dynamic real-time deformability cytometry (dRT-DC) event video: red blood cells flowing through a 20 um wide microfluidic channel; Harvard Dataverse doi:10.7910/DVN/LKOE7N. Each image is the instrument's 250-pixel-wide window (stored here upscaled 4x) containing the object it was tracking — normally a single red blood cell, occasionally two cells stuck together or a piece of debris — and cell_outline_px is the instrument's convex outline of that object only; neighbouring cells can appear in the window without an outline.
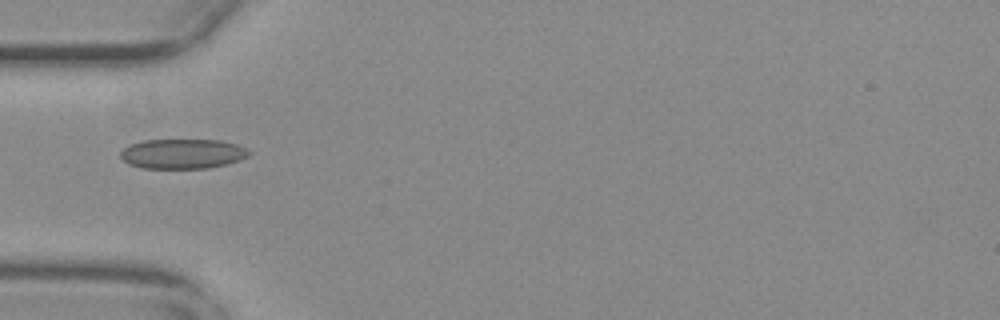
{"species": "common noctule bat (a hibernating species)", "species_latin": "Nyctalus noctula", "temperature_condition": "warm", "stored_images_in_passage": 38, "camera_frame_rate_fps": 3000, "um_per_image_px": 0.085, "animal": {"sex": "female", "body_mass_g": 29.2, "forearm_length_mm": 56.3}, "frame": {"image": 1, "passage_image": 1, "time_ms": 0.0, "image_size_px": [1000, 320], "cell_outline_px": [[252, 152], [248, 156], [240, 160], [208, 168], [140, 168], [128, 164], [120, 156], [120, 152], [128, 144], [144, 140], [220, 140], [236, 144]], "centroid_in_image_um": [15.48, 13.07], "position_along_channel_um": 69.5, "area_um2": 22.31}}
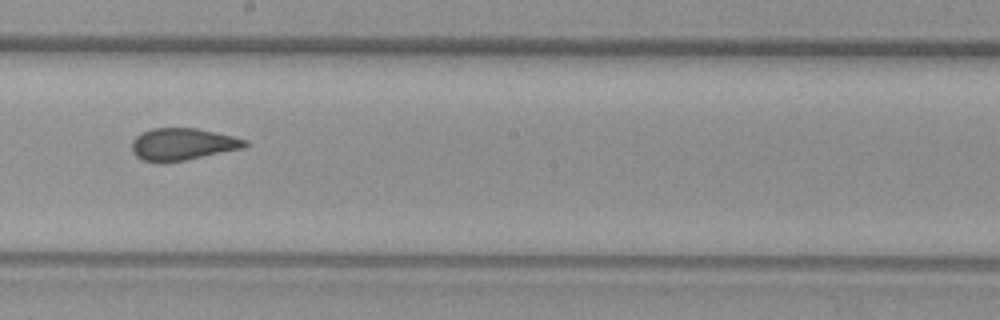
{"frame": {"image": 2, "passage_image": 14, "time_ms": 4.333, "image_size_px": [1000, 320], "cell_outline_px": [[248, 144], [244, 148], [184, 160], [160, 164], [140, 160], [132, 152], [132, 140], [140, 132], [152, 128], [196, 128], [216, 132], [248, 140]], "centroid_in_image_um": [15.47, 12.27], "position_along_channel_um": 232.7, "area_um2": 21.44}}
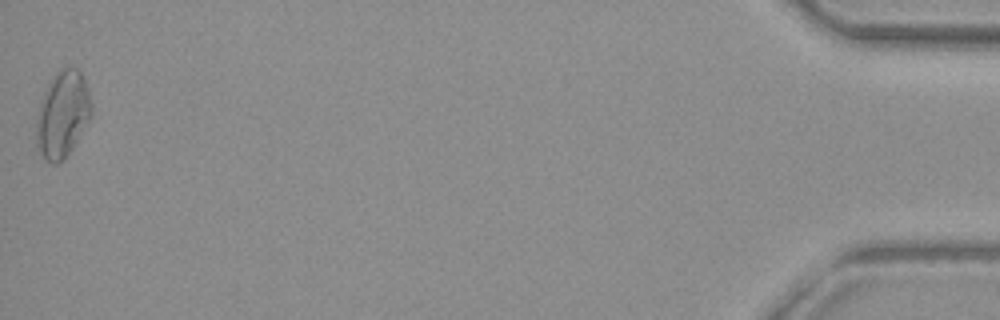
{"frame": {"image": 3, "passage_image": 38, "time_ms": 12.333, "image_size_px": [1000, 320], "cell_outline_px": [[92, 116], [72, 148], [56, 164], [52, 164], [44, 156], [36, 144], [36, 120], [40, 100], [52, 76], [60, 68], [80, 68], [88, 92], [92, 108]], "centroid_in_image_um": [5.31, 9.67], "position_along_channel_um": 429.9, "area_um2": 27.46}, "authors_computed_cell_mechanics": {"area_um2": 21.7039, "velocity_mm_per_s": 3.7482, "shape_relaxation_time_tau1_ms": null, "shape_relaxation_time_tau2_ms": 1.0014, "deformation_change_tau1": null, "deformation_change_tau2": 0.0696}}